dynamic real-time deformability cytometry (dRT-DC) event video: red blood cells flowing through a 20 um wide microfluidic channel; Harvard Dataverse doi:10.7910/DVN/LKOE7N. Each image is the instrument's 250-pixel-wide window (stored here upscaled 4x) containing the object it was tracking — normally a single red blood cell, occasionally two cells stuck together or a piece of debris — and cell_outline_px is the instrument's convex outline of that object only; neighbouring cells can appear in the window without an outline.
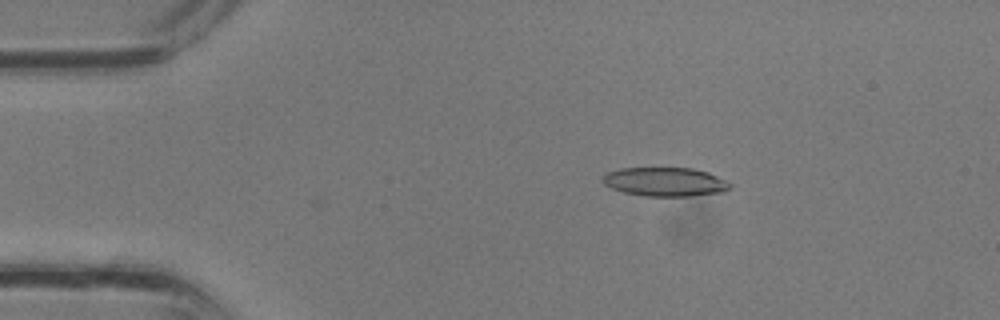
{"species": "common noctule bat (a hibernating species)", "species_latin": "Nyctalus noctula", "temperature_condition": "room temperature", "stored_images_in_passage": 29, "camera_frame_rate_fps": 3000, "um_per_image_px": 0.085, "animal": {"sex": "male", "body_mass_g": 13.3}, "frame": {"image": 1, "passage_image": 2, "time_ms": 0.333, "image_size_px": [1000, 320], "cell_outline_px": [[732, 188], [724, 192], [692, 196], [644, 196], [624, 192], [612, 188], [604, 184], [600, 180], [604, 172], [620, 168], [692, 168], [708, 172], [732, 184]], "centroid_in_image_um": [56.51, 15.45], "position_along_channel_um": 28.5, "area_um2": 21.68}}
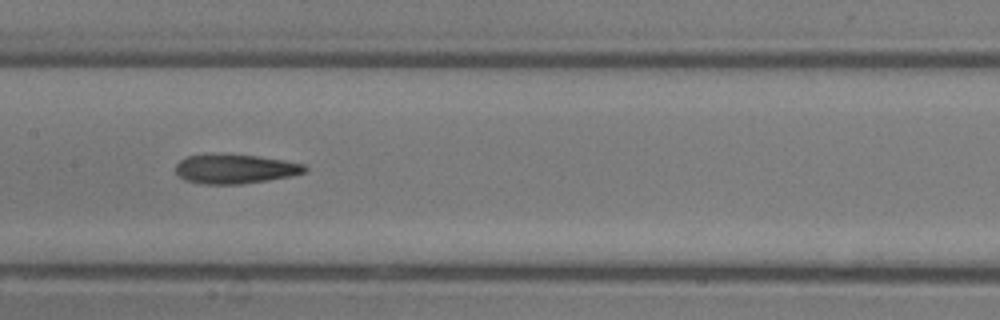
{"frame": {"image": 2, "passage_image": 13, "time_ms": 4.0, "image_size_px": [1000, 320], "cell_outline_px": [[308, 172], [292, 176], [268, 180], [240, 184], [204, 184], [188, 180], [180, 176], [176, 172], [176, 164], [180, 160], [188, 156], [212, 152], [220, 152], [260, 156], [284, 160], [304, 164], [308, 168]], "centroid_in_image_um": [20.01, 14.32], "position_along_channel_um": 187.4, "area_um2": 22.6}}
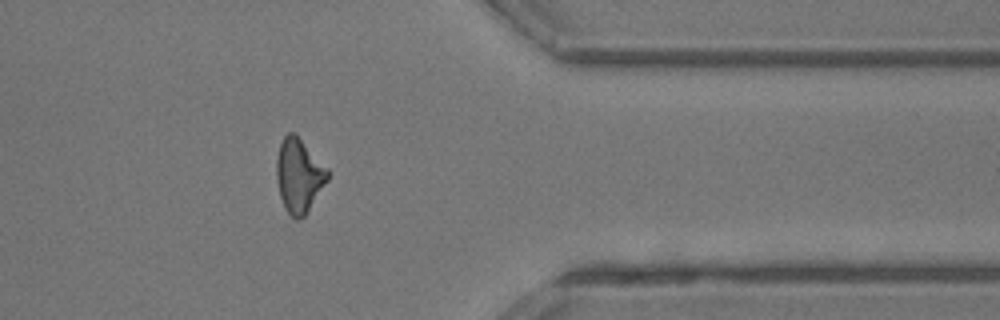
{"frame": {"image": 3, "passage_image": 24, "time_ms": 7.667, "image_size_px": [1000, 320], "cell_outline_px": [[328, 180], [304, 216], [300, 220], [296, 220], [284, 208], [280, 196], [276, 180], [276, 160], [280, 144], [284, 136], [288, 132], [296, 132], [328, 168]], "centroid_in_image_um": [25.4, 14.89], "position_along_channel_um": 386.0, "area_um2": 22.2}}